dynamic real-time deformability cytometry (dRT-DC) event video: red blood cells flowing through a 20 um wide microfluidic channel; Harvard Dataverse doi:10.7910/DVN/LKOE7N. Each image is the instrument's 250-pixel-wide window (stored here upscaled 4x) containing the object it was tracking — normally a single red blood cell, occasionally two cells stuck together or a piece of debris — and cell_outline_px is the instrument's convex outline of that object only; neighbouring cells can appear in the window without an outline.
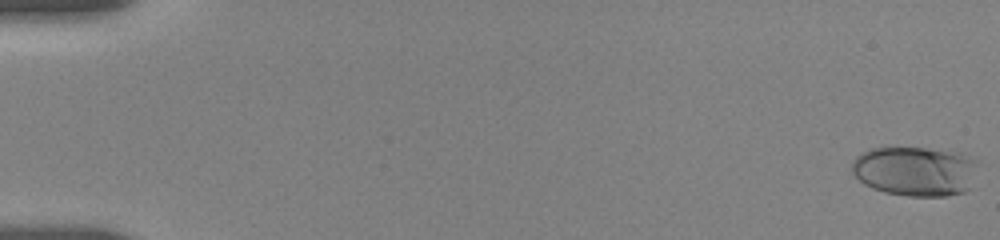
{"species": "human", "species_latin": "Homo sapiens", "temperature_condition": "room temperature", "stored_images_in_passage": 30, "camera_frame_rate_fps": 3000, "um_per_image_px": 0.085, "donor": {"sex": "female"}, "frame": {"image": 1, "passage_image": 1, "time_ms": 0.0, "image_size_px": [1000, 240], "cell_outline_px": [[976, 164], [968, 188], [964, 192], [944, 196], [908, 196], [884, 192], [872, 188], [864, 184], [852, 172], [852, 160], [856, 156], [872, 148], [924, 148], [964, 152], [976, 160]], "centroid_in_image_um": [77.77, 14.54], "position_along_channel_um": 7.2, "area_um2": 36.36}}
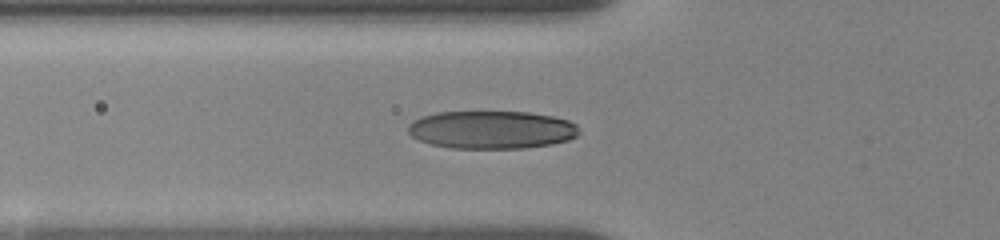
{"frame": {"image": 2, "passage_image": 23, "time_ms": 6.667, "image_size_px": [1000, 240], "cell_outline_px": [[580, 132], [576, 136], [568, 140], [552, 144], [524, 148], [452, 148], [432, 144], [420, 140], [412, 136], [408, 132], [408, 124], [412, 120], [420, 116], [436, 112], [528, 112], [552, 116], [568, 120], [576, 124]], "centroid_in_image_um": [41.78, 11.02], "position_along_channel_um": 84.0, "area_um2": 37.92}}
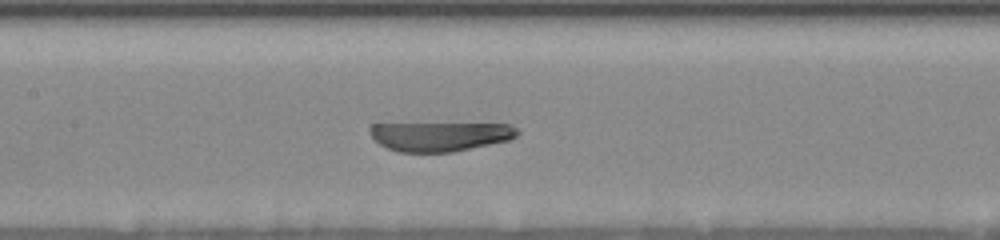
{"frame": {"image": 3, "passage_image": 30, "time_ms": 9.0, "image_size_px": [1000, 240], "cell_outline_px": [[520, 132], [516, 136], [508, 140], [452, 152], [400, 152], [388, 148], [380, 144], [368, 132], [368, 128], [372, 124], [512, 124]], "centroid_in_image_um": [37.4, 11.58], "position_along_channel_um": 170.0, "area_um2": 24.97}}